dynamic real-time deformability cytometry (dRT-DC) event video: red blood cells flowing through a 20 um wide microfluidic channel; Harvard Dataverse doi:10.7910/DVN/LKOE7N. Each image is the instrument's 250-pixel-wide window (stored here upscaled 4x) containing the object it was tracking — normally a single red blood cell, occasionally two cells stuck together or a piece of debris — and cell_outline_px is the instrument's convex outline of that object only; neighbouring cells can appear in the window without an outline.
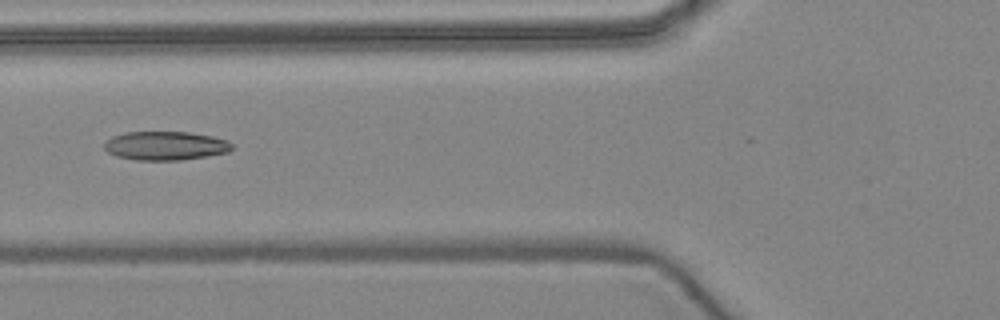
{"species": "common noctule bat (a hibernating species)", "species_latin": "Nyctalus noctula", "temperature_condition": "warm", "stored_images_in_passage": 3, "camera_frame_rate_fps": 3000, "um_per_image_px": 0.085, "animal": {"sex": "female", "body_mass_g": 24.6, "forearm_length_mm": 56.2}, "frame": {"image": 1, "passage_image": 3, "time_ms": 2.0, "image_size_px": [1000, 320], "cell_outline_px": [[236, 148], [228, 152], [208, 156], [180, 160], [136, 160], [116, 156], [108, 152], [104, 148], [104, 144], [112, 136], [124, 132], [188, 132], [212, 136], [228, 140]], "centroid_in_image_um": [14.1, 12.39], "position_along_channel_um": 111.7, "area_um2": 21.56}}